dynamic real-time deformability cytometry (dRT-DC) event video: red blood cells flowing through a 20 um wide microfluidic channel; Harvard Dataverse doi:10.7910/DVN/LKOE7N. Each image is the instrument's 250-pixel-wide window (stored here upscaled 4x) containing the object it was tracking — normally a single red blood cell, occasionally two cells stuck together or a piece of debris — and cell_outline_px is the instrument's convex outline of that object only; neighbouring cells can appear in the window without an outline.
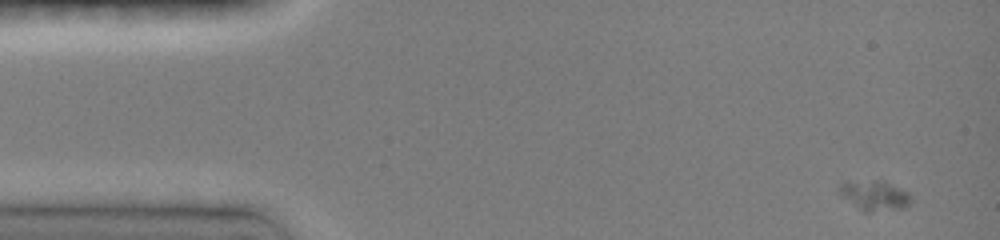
{"species": "common noctule bat (a hibernating species)", "species_latin": "Nyctalus noctula", "temperature_condition": "room temperature", "stored_images_in_passage": 40, "camera_frame_rate_fps": 3000, "um_per_image_px": 0.085, "animal": {"sex": "female", "body_mass_g": 19.0, "forearm_length_mm": 51.5}, "frame": {"image": 1, "passage_image": 1, "time_ms": 0.0, "image_size_px": [1000, 240], "cell_outline_px": [[912, 200], [904, 208], [868, 212], [864, 212], [844, 196], [840, 192], [840, 184], [876, 180], [900, 188], [908, 192]], "centroid_in_image_um": [74.41, 16.64], "position_along_channel_um": 10.6, "area_um2": 11.73}}